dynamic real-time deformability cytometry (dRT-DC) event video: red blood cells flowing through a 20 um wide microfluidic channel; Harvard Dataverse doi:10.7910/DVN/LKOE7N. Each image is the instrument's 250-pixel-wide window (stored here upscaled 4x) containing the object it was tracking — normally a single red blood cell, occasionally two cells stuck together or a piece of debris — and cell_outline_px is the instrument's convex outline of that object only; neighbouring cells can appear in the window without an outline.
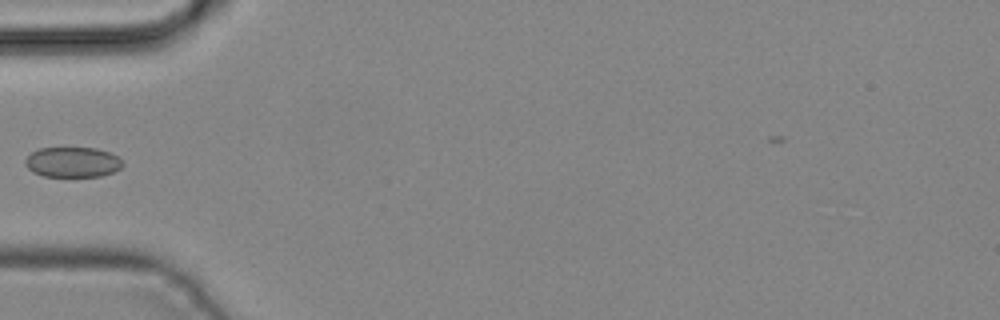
{"species": "common noctule bat (a hibernating species)", "species_latin": "Nyctalus noctula", "temperature_condition": "cold", "stored_images_in_passage": 4, "camera_frame_rate_fps": 3000, "um_per_image_px": 0.085, "animal": {"sex": "male", "body_mass_g": 19.2, "forearm_length_mm": 51.8}, "frame": {"image": 1, "passage_image": 4, "time_ms": 1.0, "image_size_px": [1000, 320], "cell_outline_px": [[124, 164], [120, 168], [112, 172], [100, 176], [44, 176], [32, 172], [24, 164], [24, 160], [32, 152], [40, 148], [96, 148], [108, 152], [116, 156]], "centroid_in_image_um": [6.14, 13.78], "position_along_channel_um": 78.9, "area_um2": 16.99}}